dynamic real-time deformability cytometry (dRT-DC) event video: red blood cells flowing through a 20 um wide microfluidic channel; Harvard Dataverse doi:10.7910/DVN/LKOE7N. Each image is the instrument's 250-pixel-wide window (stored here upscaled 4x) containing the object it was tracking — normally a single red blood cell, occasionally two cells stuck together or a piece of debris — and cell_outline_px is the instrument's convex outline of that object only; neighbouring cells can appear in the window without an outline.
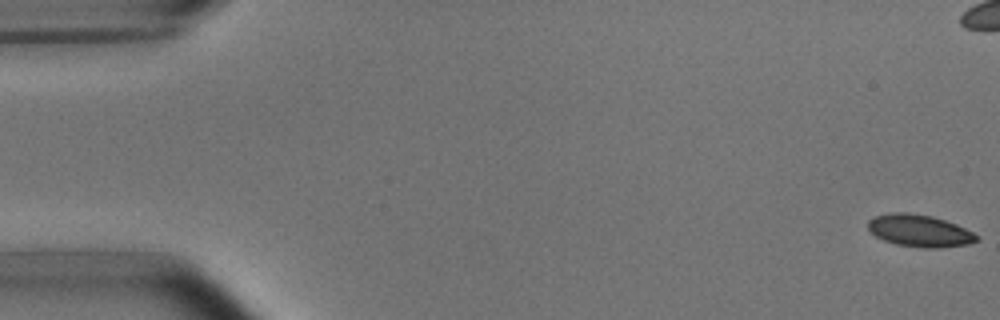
{"species": "common noctule bat (a hibernating species)", "species_latin": "Nyctalus noctula", "temperature_condition": "room temperature", "stored_images_in_passage": 6, "camera_frame_rate_fps": 3000, "um_per_image_px": 0.085, "animal": {"sex": "male", "body_mass_g": 15.6}, "frame": {"image": 1, "passage_image": 1, "time_ms": 0.0, "image_size_px": [1000, 320], "cell_outline_px": [[980, 240], [968, 244], [936, 248], [924, 248], [896, 244], [884, 240], [876, 236], [868, 228], [868, 220], [876, 216], [892, 212], [904, 212], [932, 216], [956, 224], [980, 236]], "centroid_in_image_um": [78.18, 19.61], "position_along_channel_um": 6.8, "area_um2": 20.23}}